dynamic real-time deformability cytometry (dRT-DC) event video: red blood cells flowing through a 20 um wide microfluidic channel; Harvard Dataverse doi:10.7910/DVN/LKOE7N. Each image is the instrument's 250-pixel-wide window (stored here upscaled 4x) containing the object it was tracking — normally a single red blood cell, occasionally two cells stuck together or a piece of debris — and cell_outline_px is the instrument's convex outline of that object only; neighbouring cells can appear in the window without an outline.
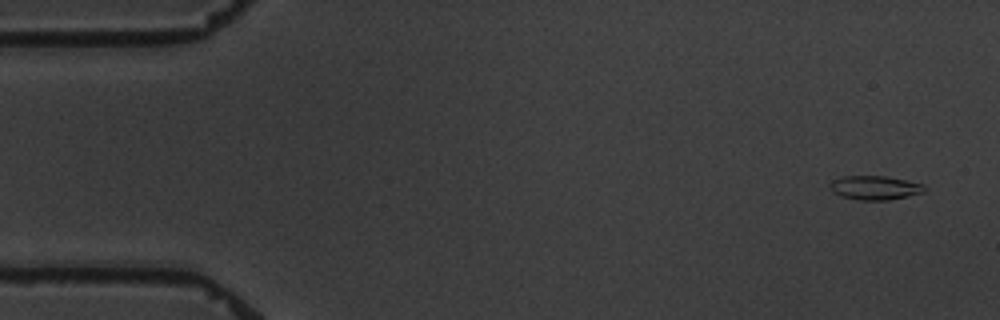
{"species": "common noctule bat (a hibernating species)", "species_latin": "Nyctalus noctula", "temperature_condition": "warm", "stored_images_in_passage": 5, "camera_frame_rate_fps": 3000, "um_per_image_px": 0.085, "animal": {"sex": "male", "body_mass_g": 19.5, "forearm_length_mm": 54.6}, "frame": {"image": 1, "passage_image": 1, "time_ms": 0.0, "image_size_px": [1000, 320], "cell_outline_px": [[924, 192], [908, 196], [888, 200], [860, 200], [840, 196], [832, 192], [828, 184], [832, 180], [844, 176], [884, 176], [924, 184]], "centroid_in_image_um": [74.32, 15.96], "position_along_channel_um": 10.7, "area_um2": 13.18}}
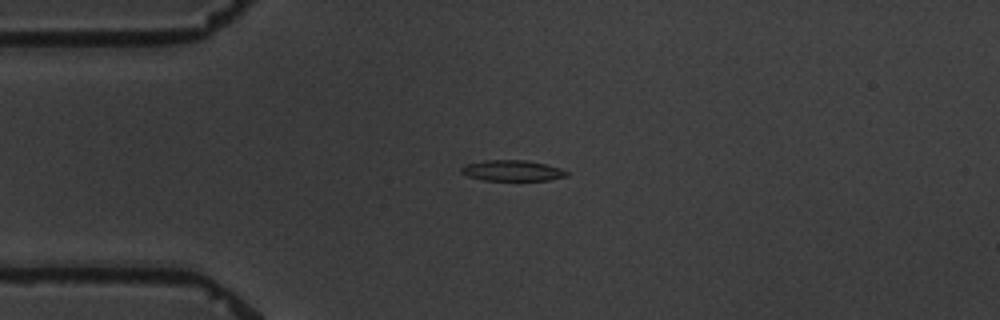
{"frame": {"image": 2, "passage_image": 4, "time_ms": 3.667, "image_size_px": [1000, 320], "cell_outline_px": [[568, 176], [548, 180], [484, 180], [468, 176], [460, 172], [460, 168], [464, 164], [484, 160], [528, 160], [560, 168], [568, 172]], "centroid_in_image_um": [43.51, 14.49], "position_along_channel_um": 41.5, "area_um2": 12.77}}